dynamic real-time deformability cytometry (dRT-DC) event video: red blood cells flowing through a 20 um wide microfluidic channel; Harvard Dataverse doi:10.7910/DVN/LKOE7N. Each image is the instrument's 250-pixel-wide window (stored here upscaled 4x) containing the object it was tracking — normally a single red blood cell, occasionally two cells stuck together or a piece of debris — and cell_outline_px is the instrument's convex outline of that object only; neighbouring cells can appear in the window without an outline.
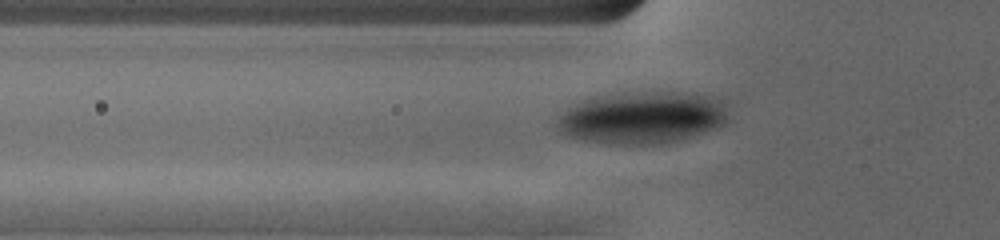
{"species": "human", "species_latin": "Homo sapiens", "temperature_condition": "cold", "stored_images_in_passage": 43, "camera_frame_rate_fps": 3000, "um_per_image_px": 0.085, "donor": {"sex": "female"}, "frame": {"image": 1, "passage_image": 7, "time_ms": 2.0, "image_size_px": [1000, 240], "cell_outline_px": [[728, 120], [724, 124], [716, 128], [704, 132], [676, 140], [660, 144], [616, 144], [584, 140], [568, 136], [560, 132], [556, 124], [560, 116], [568, 108], [584, 100], [624, 96], [672, 92], [712, 96], [728, 104]], "centroid_in_image_um": [54.68, 10.04], "position_along_channel_um": 71.1, "area_um2": 50.4}}
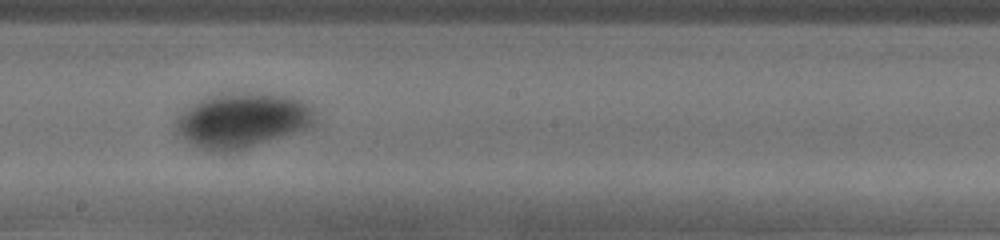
{"frame": {"image": 2, "passage_image": 20, "time_ms": 6.333, "image_size_px": [1000, 240], "cell_outline_px": [[316, 112], [312, 128], [244, 148], [224, 152], [216, 152], [204, 148], [196, 144], [184, 136], [176, 128], [176, 120], [180, 112], [200, 100], [208, 96], [220, 92], [260, 92], [292, 96], [308, 104]], "centroid_in_image_um": [20.67, 10.17], "position_along_channel_um": 227.5, "area_um2": 44.33}}
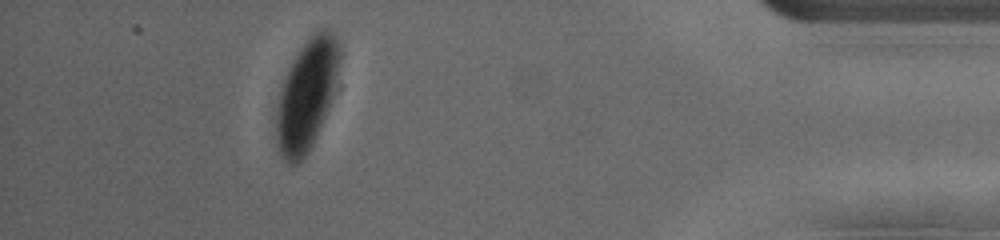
{"frame": {"image": 3, "passage_image": 39, "time_ms": 12.667, "image_size_px": [1000, 240], "cell_outline_px": [[340, 60], [336, 80], [332, 96], [328, 108], [316, 136], [308, 152], [296, 164], [288, 164], [284, 160], [280, 152], [276, 140], [276, 112], [280, 92], [284, 80], [292, 60], [300, 48], [320, 28], [328, 28], [336, 36], [340, 44]], "centroid_in_image_um": [26.07, 8.05], "position_along_channel_um": 409.1, "area_um2": 40.29}}